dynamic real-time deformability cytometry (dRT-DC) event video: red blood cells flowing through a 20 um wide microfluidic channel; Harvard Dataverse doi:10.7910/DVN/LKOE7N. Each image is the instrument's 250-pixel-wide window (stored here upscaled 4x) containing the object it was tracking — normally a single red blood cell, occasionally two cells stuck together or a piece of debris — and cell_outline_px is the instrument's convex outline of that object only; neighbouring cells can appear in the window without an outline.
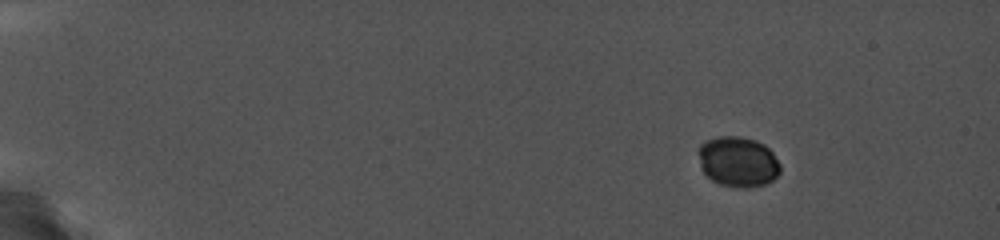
{"species": "common noctule bat (a hibernating species)", "species_latin": "Nyctalus noctula", "temperature_condition": "cold", "stored_images_in_passage": 81, "camera_frame_rate_fps": 5000, "um_per_image_px": 0.085, "animal": {"sex": "female", "body_mass_g": 19.0, "forearm_length_mm": 56.7}, "frame": {"image": 1, "passage_image": 1, "time_ms": 0.0, "image_size_px": [1000, 240], "cell_outline_px": [[780, 172], [772, 180], [764, 184], [720, 184], [712, 180], [704, 172], [700, 156], [700, 144], [704, 140], [716, 136], [740, 136], [756, 140], [764, 144], [772, 152], [780, 164]], "centroid_in_image_um": [62.74, 13.66], "position_along_channel_um": 22.3, "area_um2": 23.12}}
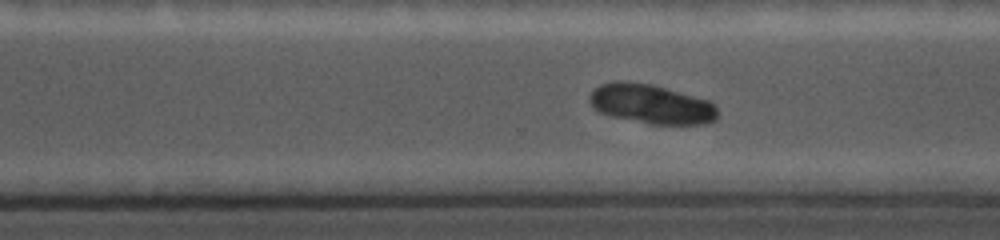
{"frame": {"image": 2, "passage_image": 66, "time_ms": 11.4, "image_size_px": [1000, 240], "cell_outline_px": [[716, 120], [704, 124], [652, 124], [608, 116], [600, 112], [588, 100], [588, 96], [592, 88], [600, 84], [612, 80], [624, 80], [652, 84], [708, 100], [716, 108]], "centroid_in_image_um": [55.28, 8.82], "position_along_channel_um": 315.3, "area_um2": 29.59}}
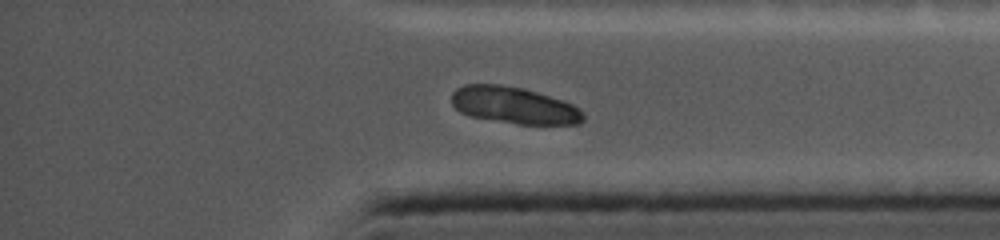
{"frame": {"image": 3, "passage_image": 79, "time_ms": 13.4, "image_size_px": [1000, 240], "cell_outline_px": [[584, 120], [580, 124], [516, 124], [472, 116], [460, 112], [452, 104], [452, 92], [456, 88], [464, 84], [500, 84], [524, 88], [572, 104], [584, 116]], "centroid_in_image_um": [43.65, 8.94], "position_along_channel_um": 391.6, "area_um2": 27.98}}